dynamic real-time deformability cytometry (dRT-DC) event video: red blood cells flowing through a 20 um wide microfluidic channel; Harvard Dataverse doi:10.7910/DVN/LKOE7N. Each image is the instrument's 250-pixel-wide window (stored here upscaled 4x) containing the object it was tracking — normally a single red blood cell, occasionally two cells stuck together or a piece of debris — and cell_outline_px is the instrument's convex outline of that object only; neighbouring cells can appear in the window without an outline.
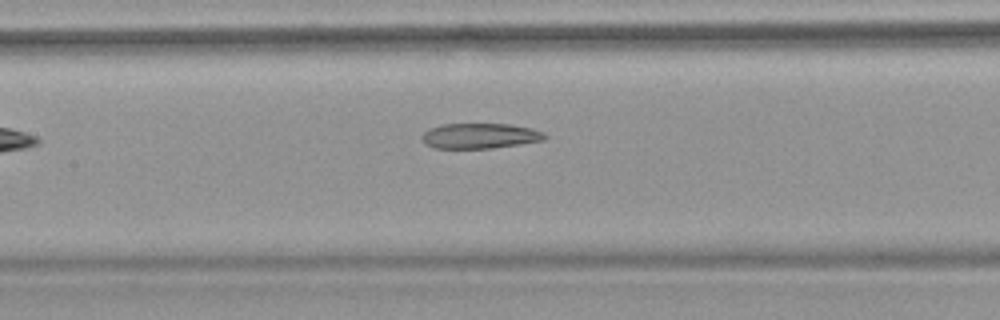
{"species": "common noctule bat (a hibernating species)", "species_latin": "Nyctalus noctula", "temperature_condition": "warm", "stored_images_in_passage": 6, "camera_frame_rate_fps": 3000, "um_per_image_px": 0.085, "animal": {"sex": "female", "body_mass_g": 18.4}, "frame": {"image": 1, "passage_image": 6, "time_ms": 6.0, "image_size_px": [1000, 320], "cell_outline_px": [[548, 136], [544, 140], [520, 144], [492, 148], [432, 148], [424, 144], [420, 136], [428, 128], [444, 124], [512, 124], [532, 128], [544, 132]], "centroid_in_image_um": [40.78, 11.55], "position_along_channel_um": 166.6, "area_um2": 18.32}}